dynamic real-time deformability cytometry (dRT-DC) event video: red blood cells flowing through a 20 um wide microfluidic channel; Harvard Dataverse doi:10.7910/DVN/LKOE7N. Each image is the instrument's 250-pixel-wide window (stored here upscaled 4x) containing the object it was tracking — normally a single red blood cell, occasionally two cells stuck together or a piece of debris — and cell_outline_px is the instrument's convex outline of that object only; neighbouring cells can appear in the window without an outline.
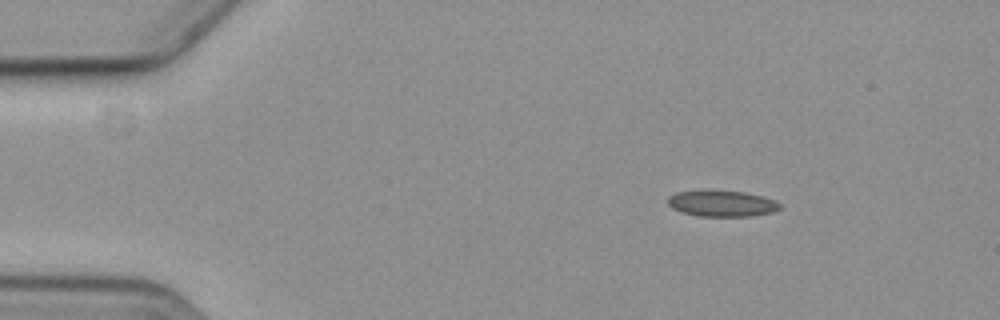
{"species": "common noctule bat (a hibernating species)", "species_latin": "Nyctalus noctula", "temperature_condition": "cold", "stored_images_in_passage": 10, "camera_frame_rate_fps": 3000, "um_per_image_px": 0.085, "animal": {"sex": "female", "body_mass_g": 19.3, "forearm_length_mm": 54.1}, "frame": {"image": 1, "passage_image": 1, "time_ms": 0.0, "image_size_px": [1000, 320], "cell_outline_px": [[780, 208], [772, 212], [752, 216], [696, 216], [680, 212], [672, 208], [668, 204], [668, 196], [676, 192], [704, 188], [708, 188], [744, 192], [760, 196], [772, 200], [780, 204]], "centroid_in_image_um": [61.26, 17.27], "position_along_channel_um": 23.7, "area_um2": 17.51}}
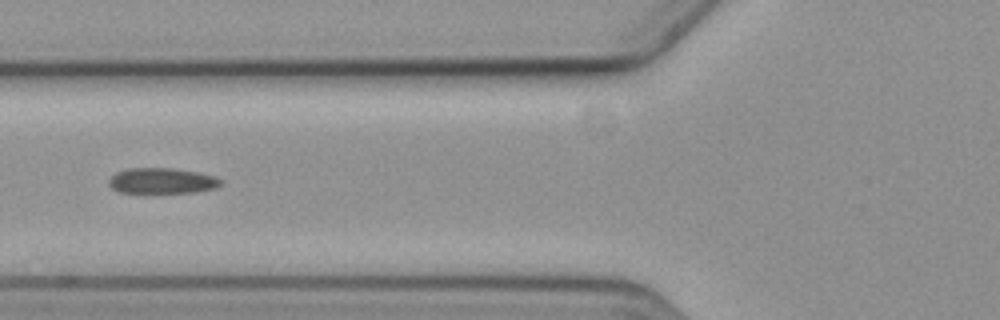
{"frame": {"image": 2, "passage_image": 5, "time_ms": 4.667, "image_size_px": [1000, 320], "cell_outline_px": [[220, 184], [216, 188], [196, 192], [120, 192], [112, 188], [108, 184], [108, 180], [116, 172], [128, 168], [172, 168], [196, 172], [216, 176], [220, 180]], "centroid_in_image_um": [13.75, 15.36], "position_along_channel_um": 112.0, "area_um2": 16.53}}
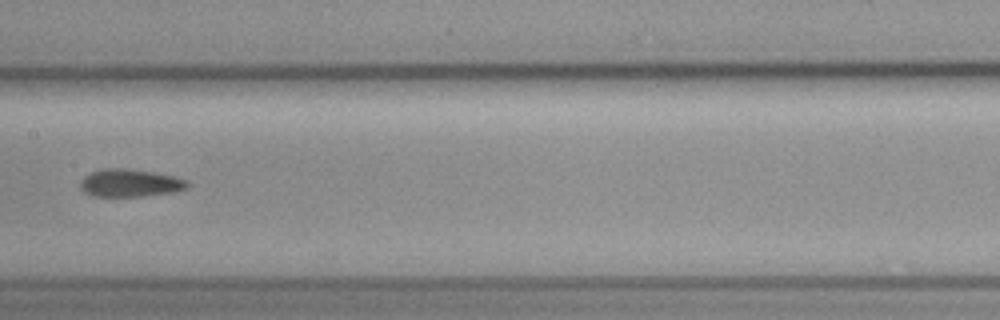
{"frame": {"image": 3, "passage_image": 7, "time_ms": 7.0, "image_size_px": [1000, 320], "cell_outline_px": [[188, 188], [176, 192], [140, 196], [92, 196], [84, 192], [80, 188], [80, 184], [92, 172], [104, 168], [124, 168], [156, 172], [176, 176], [188, 180]], "centroid_in_image_um": [11.13, 15.55], "position_along_channel_um": 196.3, "area_um2": 17.28}}